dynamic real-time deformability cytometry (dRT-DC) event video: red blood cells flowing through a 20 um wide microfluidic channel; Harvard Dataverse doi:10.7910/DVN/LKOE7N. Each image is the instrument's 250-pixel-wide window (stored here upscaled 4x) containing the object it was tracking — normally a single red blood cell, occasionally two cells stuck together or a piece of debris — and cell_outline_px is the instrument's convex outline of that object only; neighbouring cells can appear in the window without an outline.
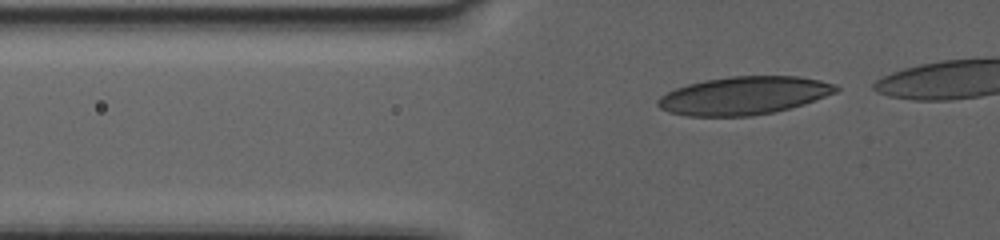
{"species": "human", "species_latin": "Homo sapiens", "temperature_condition": "warm", "stored_images_in_passage": 37, "camera_frame_rate_fps": 3000, "um_per_image_px": 0.085, "donor": {"sex": "female"}, "frame": {"image": 1, "passage_image": 2, "time_ms": 0.333, "image_size_px": [1000, 240], "cell_outline_px": [[840, 88], [836, 92], [788, 108], [772, 112], [752, 116], [688, 116], [668, 112], [660, 108], [656, 104], [656, 100], [660, 96], [676, 88], [688, 84], [708, 80], [732, 76], [796, 76], [820, 80], [836, 84]], "centroid_in_image_um": [63.19, 8.12], "position_along_channel_um": 62.6, "area_um2": 39.07}}
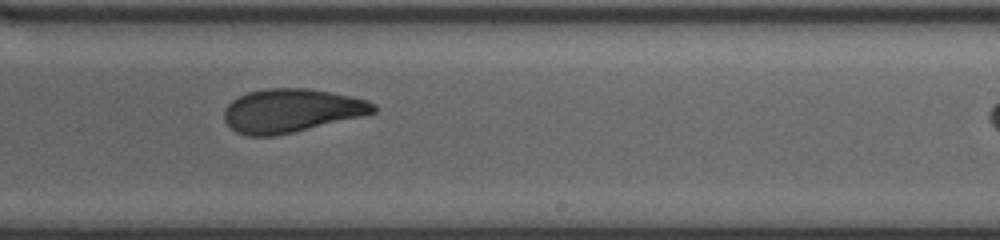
{"frame": {"image": 2, "passage_image": 22, "time_ms": 7.0, "image_size_px": [1000, 240], "cell_outline_px": [[376, 112], [360, 116], [276, 136], [248, 136], [236, 132], [224, 120], [224, 112], [228, 104], [232, 100], [248, 92], [268, 88], [308, 88], [332, 92], [368, 100], [376, 104]], "centroid_in_image_um": [24.75, 9.39], "position_along_channel_um": 264.2, "area_um2": 37.63}}
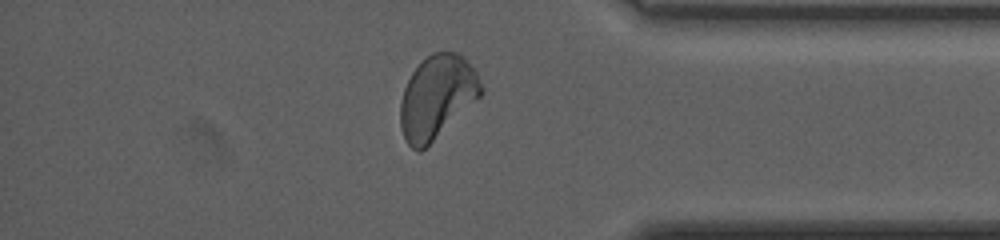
{"frame": {"image": 3, "passage_image": 35, "time_ms": 11.333, "image_size_px": [1000, 240], "cell_outline_px": [[484, 92], [480, 96], [420, 152], [412, 148], [408, 144], [404, 136], [400, 124], [400, 104], [404, 88], [412, 72], [432, 52], [456, 52], [476, 72], [484, 88]], "centroid_in_image_um": [37.13, 8.24], "position_along_channel_um": 398.1, "area_um2": 38.21}}